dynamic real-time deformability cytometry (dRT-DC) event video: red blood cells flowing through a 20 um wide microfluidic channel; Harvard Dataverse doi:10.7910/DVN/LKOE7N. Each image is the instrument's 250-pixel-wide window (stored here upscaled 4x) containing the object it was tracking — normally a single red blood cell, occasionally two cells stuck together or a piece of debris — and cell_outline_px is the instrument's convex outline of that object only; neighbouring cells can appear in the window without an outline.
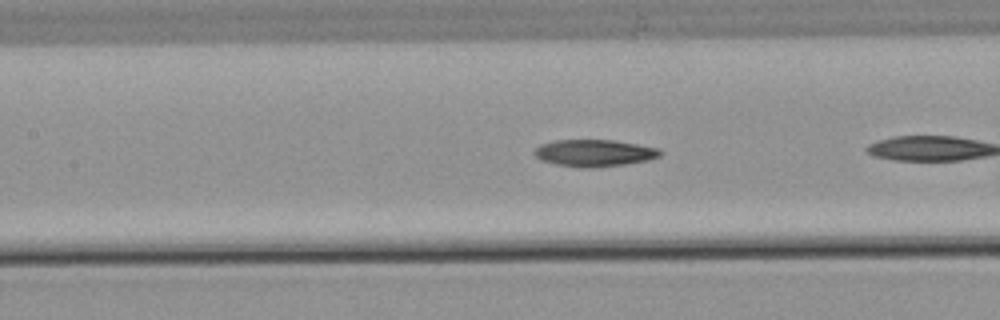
{"species": "common noctule bat (a hibernating species)", "species_latin": "Nyctalus noctula", "temperature_condition": "warm", "stored_images_in_passage": 12, "camera_frame_rate_fps": 3000, "um_per_image_px": 0.085, "animal": {"sex": "male", "body_mass_g": 21.5, "forearm_length_mm": 52.0}, "frame": {"image": 1, "passage_image": 7, "time_ms": 2.0, "image_size_px": [1000, 320], "cell_outline_px": [[664, 152], [660, 156], [648, 160], [624, 164], [592, 168], [580, 168], [556, 164], [540, 160], [532, 152], [540, 144], [556, 140], [612, 140], [660, 148]], "centroid_in_image_um": [50.51, 13.01], "position_along_channel_um": 156.9, "area_um2": 19.83}}
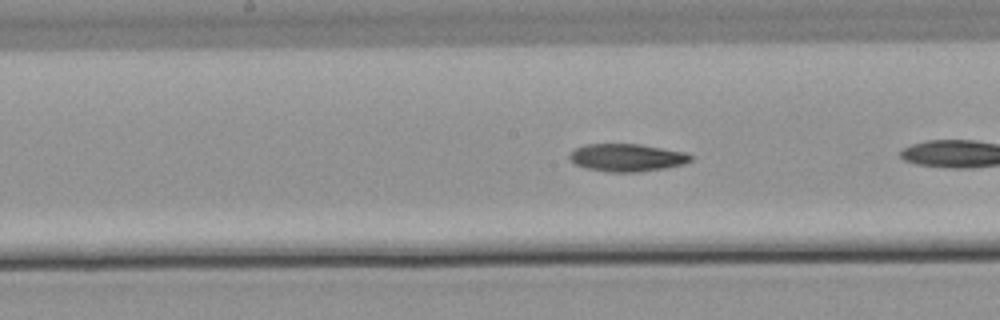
{"frame": {"image": 2, "passage_image": 10, "time_ms": 3.0, "image_size_px": [1000, 320], "cell_outline_px": [[692, 160], [684, 164], [664, 168], [640, 172], [608, 172], [584, 168], [576, 164], [568, 156], [576, 148], [584, 144], [640, 144], [688, 152], [692, 156]], "centroid_in_image_um": [53.32, 13.39], "position_along_channel_um": 194.9, "area_um2": 19.65}}